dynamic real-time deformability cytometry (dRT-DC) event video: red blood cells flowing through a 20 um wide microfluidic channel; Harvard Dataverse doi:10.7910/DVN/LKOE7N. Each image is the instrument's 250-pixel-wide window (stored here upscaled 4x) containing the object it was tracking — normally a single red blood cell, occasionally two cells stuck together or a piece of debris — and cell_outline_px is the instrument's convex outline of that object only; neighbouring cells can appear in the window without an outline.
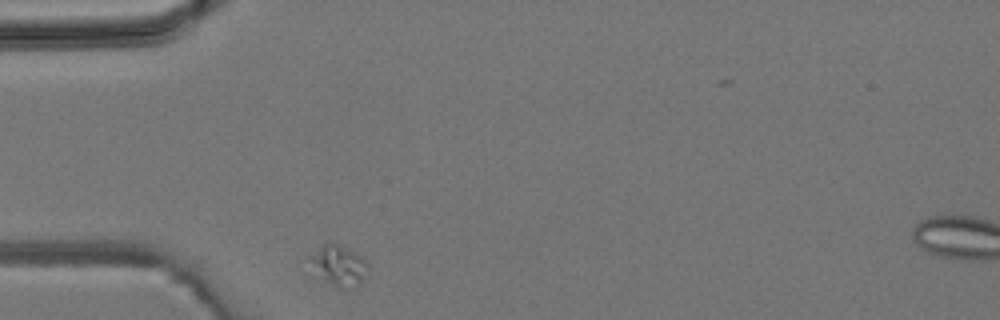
{"species": "common noctule bat (a hibernating species)", "species_latin": "Nyctalus noctula", "temperature_condition": "room temperature", "stored_images_in_passage": 2, "camera_frame_rate_fps": 3000, "um_per_image_px": 0.085, "animal": {"sex": "male", "body_mass_g": 19.2, "forearm_length_mm": 51.8}, "frame": {"image": 1, "passage_image": 1, "time_ms": 0.0, "image_size_px": [1000, 320], "cell_outline_px": [[368, 264], [364, 276], [356, 284], [344, 288], [340, 288], [308, 276], [308, 256], [328, 240], [332, 240], [356, 252]], "centroid_in_image_um": [28.6, 22.54], "position_along_channel_um": 56.4, "area_um2": 14.51}}